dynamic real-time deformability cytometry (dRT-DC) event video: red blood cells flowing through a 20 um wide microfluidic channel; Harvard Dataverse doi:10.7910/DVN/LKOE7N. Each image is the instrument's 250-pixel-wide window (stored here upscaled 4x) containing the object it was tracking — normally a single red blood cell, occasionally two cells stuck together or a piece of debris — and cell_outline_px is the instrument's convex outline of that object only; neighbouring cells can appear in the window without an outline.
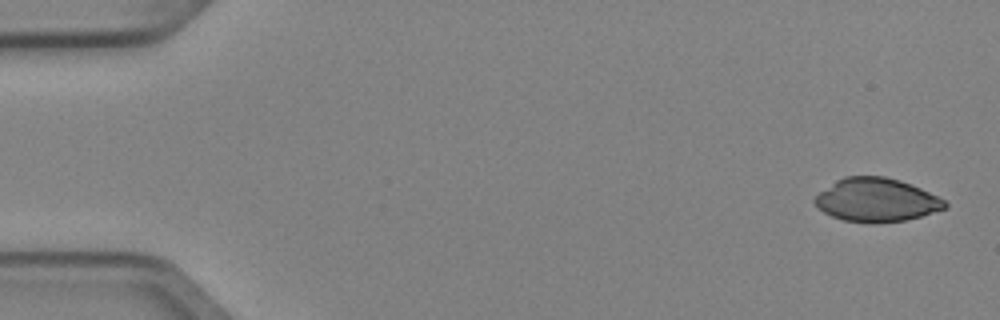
{"species": "Egyptian fruit bat (a non-hibernating species)", "species_latin": "Rousettus aegyptiacus", "temperature_condition": "cold", "stored_images_in_passage": 7, "camera_frame_rate_fps": 3000, "um_per_image_px": 0.085, "animal": {"sex": "female"}, "frame": {"image": 1, "passage_image": 1, "time_ms": 0.0, "image_size_px": [1000, 320], "cell_outline_px": [[948, 208], [920, 216], [904, 220], [872, 224], [868, 224], [844, 220], [832, 216], [824, 212], [812, 200], [820, 192], [836, 180], [844, 176], [884, 176], [900, 180], [912, 184], [944, 200], [948, 204]], "centroid_in_image_um": [74.5, 17.0], "position_along_channel_um": 10.5, "area_um2": 32.95}}